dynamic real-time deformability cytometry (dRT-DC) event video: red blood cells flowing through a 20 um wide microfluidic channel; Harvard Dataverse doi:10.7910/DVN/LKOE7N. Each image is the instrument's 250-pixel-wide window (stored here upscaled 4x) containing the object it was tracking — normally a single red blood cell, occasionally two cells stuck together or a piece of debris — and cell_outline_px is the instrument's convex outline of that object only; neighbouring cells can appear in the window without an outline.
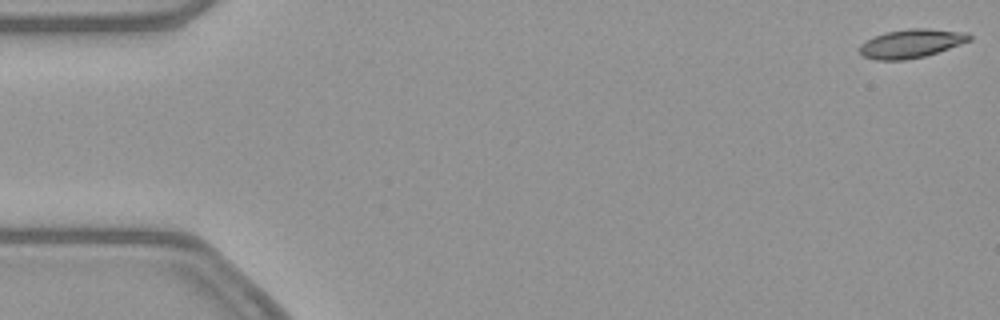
{"species": "common noctule bat (a hibernating species)", "species_latin": "Nyctalus noctula", "temperature_condition": "warm", "stored_images_in_passage": 53, "camera_frame_rate_fps": 3000, "um_per_image_px": 0.085, "animal": {"sex": "female", "body_mass_g": 21.9}, "frame": {"image": 1, "passage_image": 1, "time_ms": 0.0, "image_size_px": [1000, 320], "cell_outline_px": [[972, 40], [924, 56], [904, 60], [876, 60], [864, 56], [860, 52], [860, 44], [876, 36], [888, 32], [908, 28], [924, 28], [968, 32], [972, 36]], "centroid_in_image_um": [77.49, 3.69], "position_along_channel_um": 7.5, "area_um2": 18.09}}
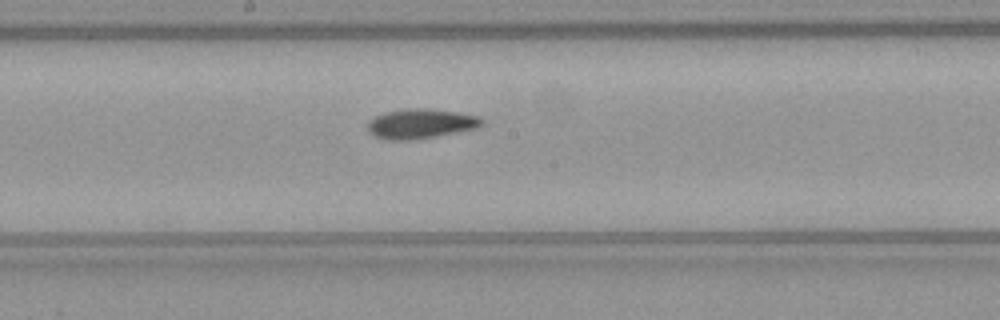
{"frame": {"image": 2, "passage_image": 28, "time_ms": 9.0, "image_size_px": [1000, 320], "cell_outline_px": [[484, 124], [476, 128], [416, 140], [388, 140], [376, 136], [368, 132], [368, 120], [384, 112], [408, 108], [424, 108], [456, 112], [480, 116], [484, 120]], "centroid_in_image_um": [35.76, 10.51], "position_along_channel_um": 212.4, "area_um2": 19.83}}
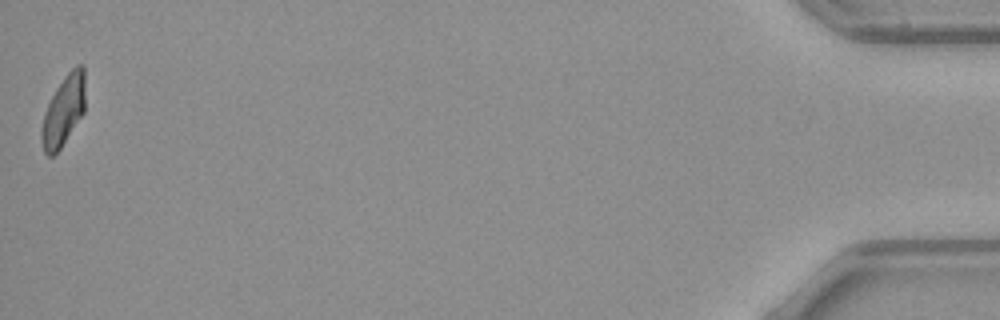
{"frame": {"image": 3, "passage_image": 53, "time_ms": 17.333, "image_size_px": [1000, 320], "cell_outline_px": [[84, 112], [60, 148], [52, 156], [48, 156], [44, 152], [40, 140], [40, 132], [44, 112], [56, 88], [64, 76], [76, 64], [84, 64]], "centroid_in_image_um": [5.38, 9.4], "position_along_channel_um": 429.8, "area_um2": 17.8}, "authors_computed_cell_mechanics": {"area_um2": 18.5538, "velocity_mm_per_s": 3.8606, "shape_relaxation_time_tau1_ms": null, "shape_relaxation_time_tau2_ms": 4.9044, "deformation_change_tau1": null, "deformation_change_tau2": 0.1259}}